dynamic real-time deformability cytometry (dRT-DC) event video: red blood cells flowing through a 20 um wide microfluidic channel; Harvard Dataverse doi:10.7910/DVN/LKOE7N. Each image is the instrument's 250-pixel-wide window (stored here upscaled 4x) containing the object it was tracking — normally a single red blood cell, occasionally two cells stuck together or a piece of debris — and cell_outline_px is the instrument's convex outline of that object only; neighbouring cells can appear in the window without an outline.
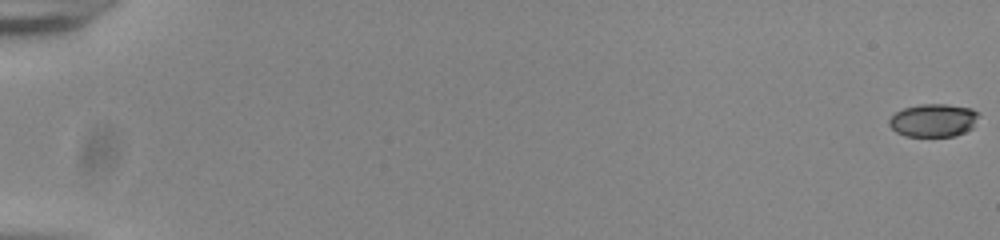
{"species": "common noctule bat (a hibernating species)", "species_latin": "Nyctalus noctula", "temperature_condition": "room temperature", "stored_images_in_passage": 56, "camera_frame_rate_fps": 3000, "um_per_image_px": 0.085, "animal": {"sex": "male", "body_mass_g": 20.0, "forearm_length_mm": 53.3}, "frame": {"image": 1, "passage_image": 1, "time_ms": 0.0, "image_size_px": [1000, 240], "cell_outline_px": [[980, 116], [972, 128], [956, 136], [904, 136], [896, 132], [888, 124], [888, 120], [896, 112], [904, 108], [920, 104], [948, 104], [972, 108], [980, 112]], "centroid_in_image_um": [79.37, 10.22], "position_along_channel_um": 5.6, "area_um2": 17.46}}
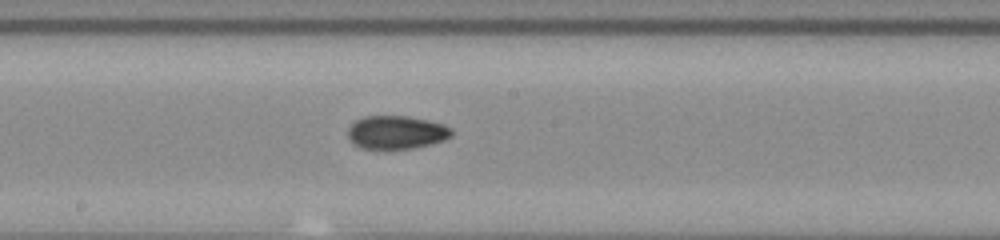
{"frame": {"image": 2, "passage_image": 33, "time_ms": 10.667, "image_size_px": [1000, 240], "cell_outline_px": [[452, 136], [444, 140], [412, 148], [360, 148], [352, 144], [348, 136], [348, 128], [356, 120], [364, 116], [408, 116], [428, 120], [444, 124], [452, 128]], "centroid_in_image_um": [33.69, 11.24], "position_along_channel_um": 214.5, "area_um2": 20.06}}
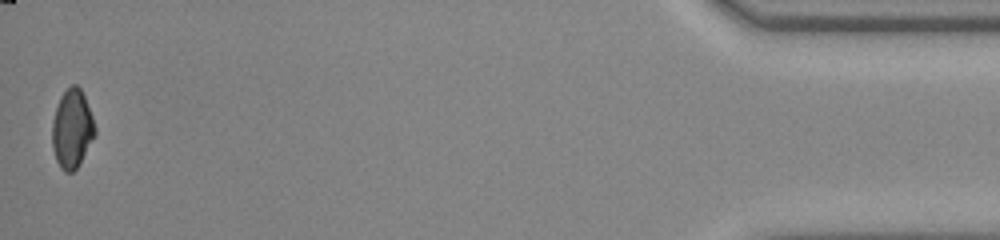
{"frame": {"image": 3, "passage_image": 56, "time_ms": 18.333, "image_size_px": [1000, 240], "cell_outline_px": [[96, 136], [80, 164], [72, 172], [64, 172], [60, 168], [56, 160], [52, 148], [52, 120], [60, 96], [72, 84], [76, 84], [80, 88], [84, 96], [92, 116], [96, 128]], "centroid_in_image_um": [6.13, 10.98], "position_along_channel_um": 429.1, "area_um2": 19.83}, "authors_computed_cell_mechanics": {"area_um2": 19.7965, "velocity_mm_per_s": 3.8577, "shape_relaxation_time_tau1_ms": null, "shape_relaxation_time_tau2_ms": 1.8995, "deformation_change_tau1": null, "deformation_change_tau2": 0.0615}}